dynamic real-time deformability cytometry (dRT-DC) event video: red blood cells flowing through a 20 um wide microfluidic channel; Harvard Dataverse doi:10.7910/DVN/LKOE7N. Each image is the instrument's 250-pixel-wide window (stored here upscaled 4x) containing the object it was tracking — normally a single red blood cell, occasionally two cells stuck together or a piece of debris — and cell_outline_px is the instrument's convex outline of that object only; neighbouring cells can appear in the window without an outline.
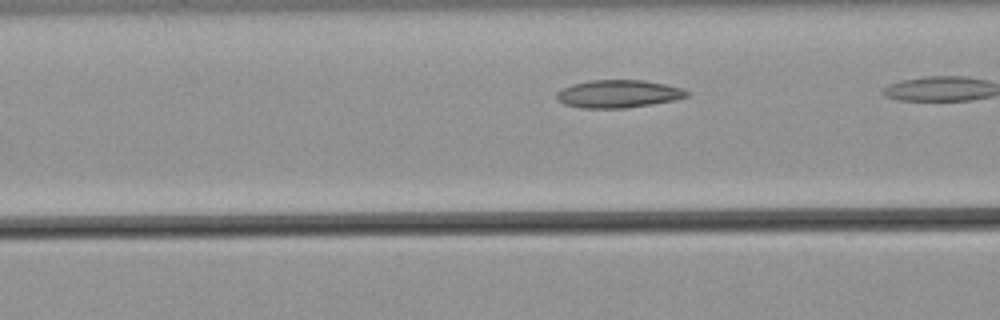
{"species": "common noctule bat (a hibernating species)", "species_latin": "Nyctalus noctula", "temperature_condition": "warm", "stored_images_in_passage": 8, "camera_frame_rate_fps": 3000, "um_per_image_px": 0.085, "animal": {"sex": "male", "body_mass_g": 21.5, "forearm_length_mm": 52.0}, "frame": {"image": 1, "passage_image": 7, "time_ms": 2.0, "image_size_px": [1000, 320], "cell_outline_px": [[692, 92], [688, 96], [676, 100], [652, 104], [624, 108], [580, 108], [564, 104], [556, 100], [556, 92], [572, 84], [588, 80], [644, 80], [668, 84], [684, 88]], "centroid_in_image_um": [52.6, 7.97], "position_along_channel_um": 114.0, "area_um2": 21.44}}